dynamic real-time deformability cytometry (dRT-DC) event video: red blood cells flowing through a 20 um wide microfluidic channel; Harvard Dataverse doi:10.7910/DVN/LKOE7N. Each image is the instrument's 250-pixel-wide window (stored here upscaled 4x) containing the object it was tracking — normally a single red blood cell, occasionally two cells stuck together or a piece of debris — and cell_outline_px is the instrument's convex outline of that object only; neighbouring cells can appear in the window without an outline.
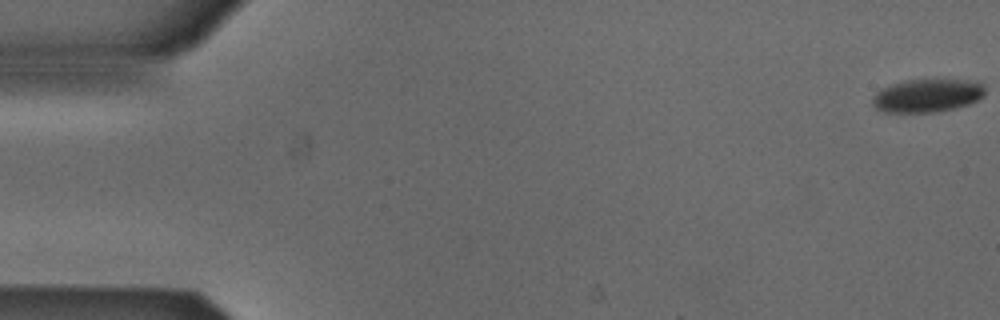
{"species": "Egyptian fruit bat (a non-hibernating species)", "species_latin": "Rousettus aegyptiacus", "temperature_condition": "cold", "stored_images_in_passage": 5, "camera_frame_rate_fps": 3000, "um_per_image_px": 0.085, "animal": {"sex": "male"}, "frame": {"image": 1, "passage_image": 1, "time_ms": 0.0, "image_size_px": [1000, 320], "cell_outline_px": [[984, 96], [968, 104], [956, 108], [936, 112], [884, 112], [876, 108], [872, 104], [872, 96], [876, 92], [892, 84], [904, 80], [960, 80], [984, 84]], "centroid_in_image_um": [78.78, 8.13], "position_along_channel_um": 6.2, "area_um2": 21.56}}
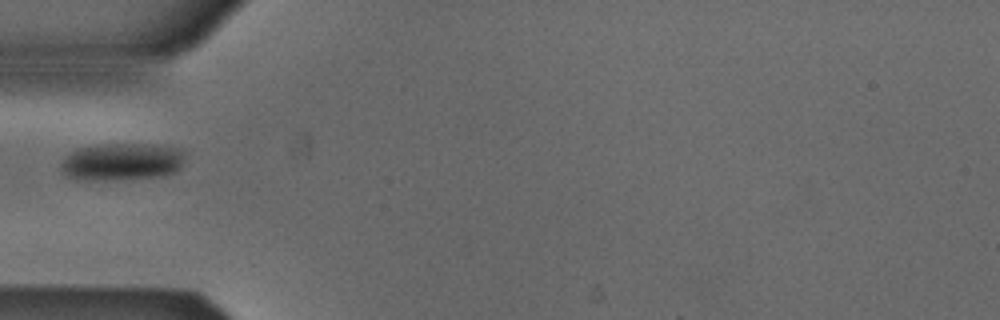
{"frame": {"image": 2, "passage_image": 5, "time_ms": 1.333, "image_size_px": [1000, 320], "cell_outline_px": [[184, 160], [180, 168], [176, 172], [160, 176], [108, 180], [76, 180], [64, 176], [60, 168], [60, 164], [64, 156], [76, 148], [96, 144], [156, 144], [184, 148]], "centroid_in_image_um": [10.33, 13.73], "position_along_channel_um": 74.7, "area_um2": 27.8}}